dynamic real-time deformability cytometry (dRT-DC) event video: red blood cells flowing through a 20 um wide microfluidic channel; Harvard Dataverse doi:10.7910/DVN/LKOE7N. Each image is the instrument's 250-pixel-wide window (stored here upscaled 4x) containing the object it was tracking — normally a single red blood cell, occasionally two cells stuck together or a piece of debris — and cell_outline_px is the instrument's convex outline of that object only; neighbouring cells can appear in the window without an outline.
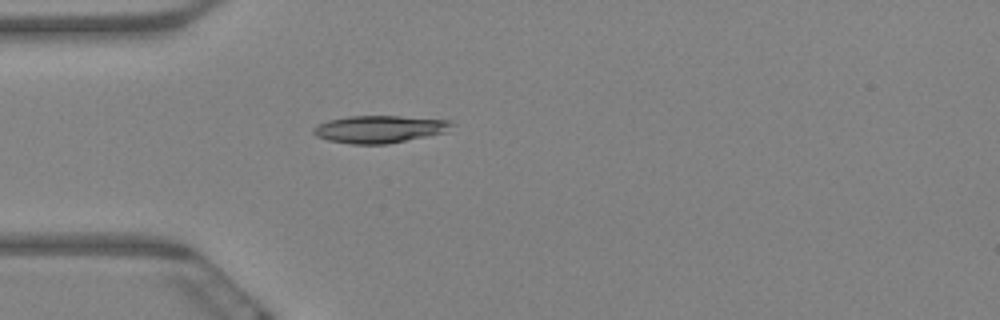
{"species": "Egyptian fruit bat (a non-hibernating species)", "species_latin": "Rousettus aegyptiacus", "temperature_condition": "warm", "stored_images_in_passage": 46, "camera_frame_rate_fps": 3000, "um_per_image_px": 0.085, "animal": {"sex": "female"}, "frame": {"image": 1, "passage_image": 1, "time_ms": 0.0, "image_size_px": [1000, 320], "cell_outline_px": [[452, 124], [448, 132], [388, 144], [352, 144], [328, 140], [316, 136], [312, 132], [312, 128], [328, 120], [348, 116], [400, 116], [452, 120]], "centroid_in_image_um": [32.27, 10.98], "position_along_channel_um": 52.7, "area_um2": 22.14}}
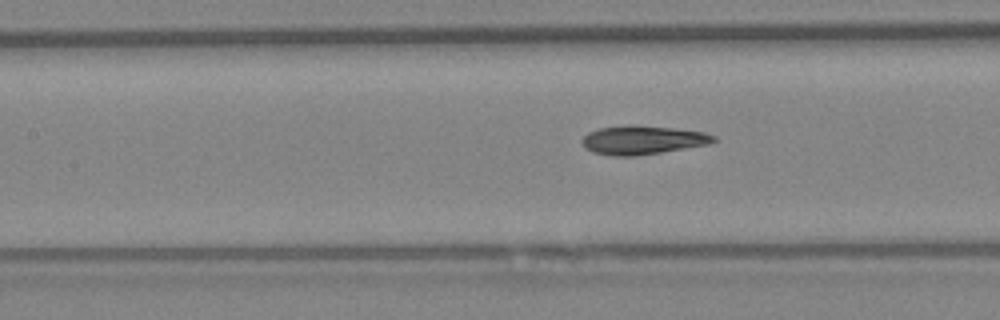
{"frame": {"image": 2, "passage_image": 11, "time_ms": 3.333, "image_size_px": [1000, 320], "cell_outline_px": [[716, 140], [708, 144], [636, 156], [612, 156], [592, 152], [584, 148], [580, 140], [588, 132], [600, 128], [628, 124], [672, 128], [704, 132], [716, 136]], "centroid_in_image_um": [54.56, 11.9], "position_along_channel_um": 152.8, "area_um2": 22.02}}
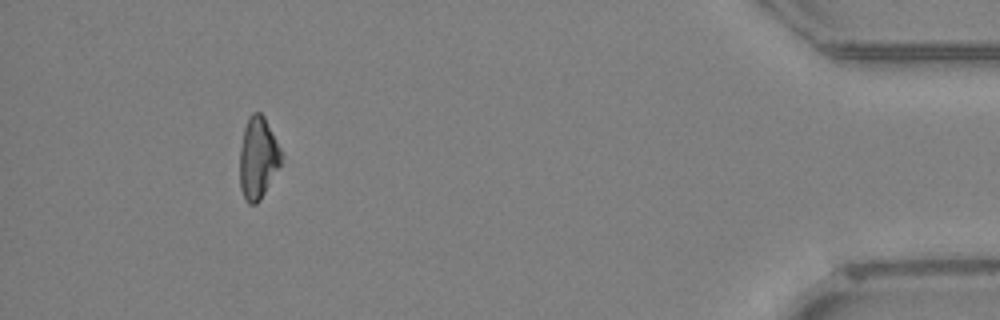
{"frame": {"image": 3, "passage_image": 41, "time_ms": 13.333, "image_size_px": [1000, 320], "cell_outline_px": [[284, 156], [280, 164], [260, 200], [256, 204], [248, 204], [244, 200], [240, 188], [240, 148], [244, 128], [248, 116], [252, 112], [260, 112], [264, 116]], "centroid_in_image_um": [21.91, 13.42], "position_along_channel_um": 413.3, "area_um2": 19.77}, "authors_computed_cell_mechanics": {"area_um2": 21.7617, "velocity_mm_per_s": 3.2392, "shape_relaxation_time_tau1_ms": null, "shape_relaxation_time_tau2_ms": 3.156, "deformation_change_tau1": null, "deformation_change_tau2": 0.0915}}